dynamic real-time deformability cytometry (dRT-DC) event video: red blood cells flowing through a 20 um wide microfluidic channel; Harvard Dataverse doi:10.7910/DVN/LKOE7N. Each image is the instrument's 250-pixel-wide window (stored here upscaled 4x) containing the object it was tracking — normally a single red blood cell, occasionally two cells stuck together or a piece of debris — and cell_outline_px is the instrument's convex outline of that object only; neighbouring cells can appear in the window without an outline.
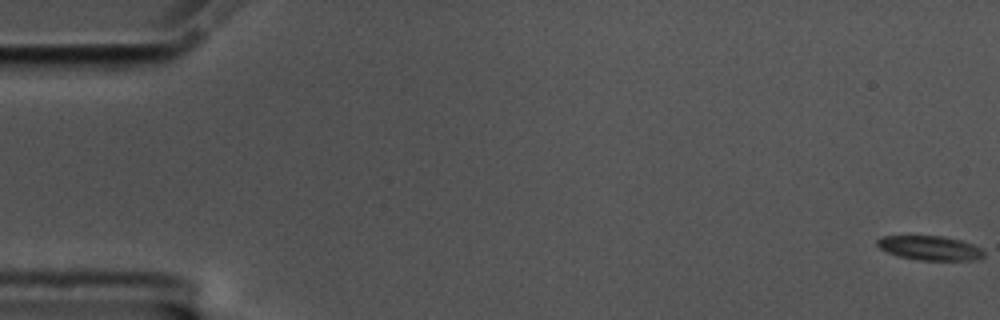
{"species": "common noctule bat (a hibernating species)", "species_latin": "Nyctalus noctula", "temperature_condition": "cold", "stored_images_in_passage": 59, "camera_frame_rate_fps": 3000, "um_per_image_px": 0.085, "animal": {"sex": "male", "body_mass_g": 17.5, "forearm_length_mm": 52.3}, "frame": {"image": 1, "passage_image": 1, "time_ms": 0.0, "image_size_px": [1000, 320], "cell_outline_px": [[984, 256], [976, 260], [916, 260], [900, 256], [888, 252], [880, 248], [876, 244], [876, 240], [880, 236], [940, 236], [960, 240], [972, 244], [980, 248], [984, 252]], "centroid_in_image_um": [79.03, 21.08], "position_along_channel_um": 6.0, "area_um2": 15.03}}
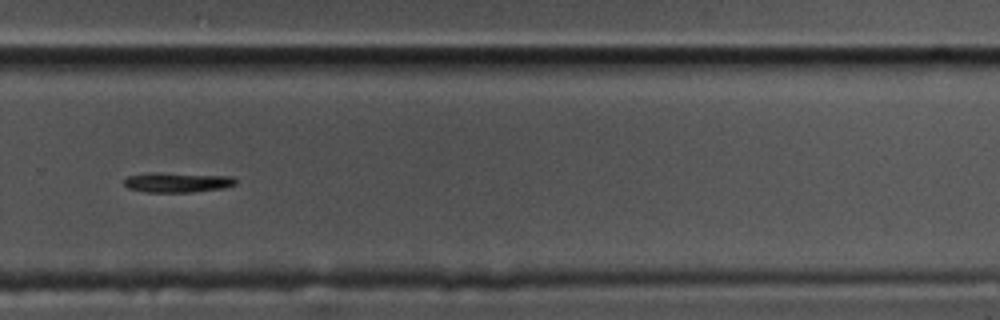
{"frame": {"image": 2, "passage_image": 41, "time_ms": 13.333, "image_size_px": [1000, 320], "cell_outline_px": [[236, 184], [224, 188], [192, 192], [144, 192], [128, 188], [124, 184], [124, 180], [128, 176], [152, 172], [160, 172], [232, 176], [236, 180]], "centroid_in_image_um": [15.07, 15.49], "position_along_channel_um": 314.7, "area_um2": 13.06}}
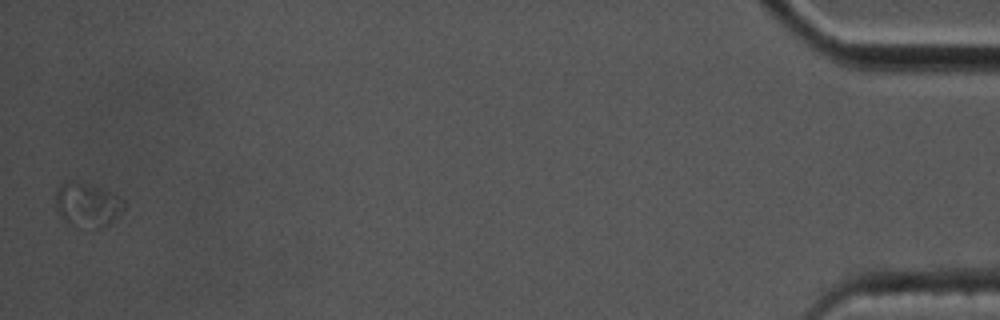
{"frame": {"image": 3, "passage_image": 59, "time_ms": 19.333, "image_size_px": [1000, 320], "cell_outline_px": [[124, 208], [104, 228], [92, 232], [88, 232], [64, 220], [56, 212], [56, 188], [64, 180], [72, 180], [88, 184], [100, 188], [120, 196], [124, 200]], "centroid_in_image_um": [7.39, 17.45], "position_along_channel_um": 427.8, "area_um2": 18.15}, "authors_computed_cell_mechanics": {"area_um2": 14.2188, "velocity_mm_per_s": 3.4338, "shape_relaxation_time_tau1_ms": 2.3856, "shape_relaxation_time_tau2_ms": null, "deformation_change_tau1": 0.0968, "deformation_change_tau2": null}}